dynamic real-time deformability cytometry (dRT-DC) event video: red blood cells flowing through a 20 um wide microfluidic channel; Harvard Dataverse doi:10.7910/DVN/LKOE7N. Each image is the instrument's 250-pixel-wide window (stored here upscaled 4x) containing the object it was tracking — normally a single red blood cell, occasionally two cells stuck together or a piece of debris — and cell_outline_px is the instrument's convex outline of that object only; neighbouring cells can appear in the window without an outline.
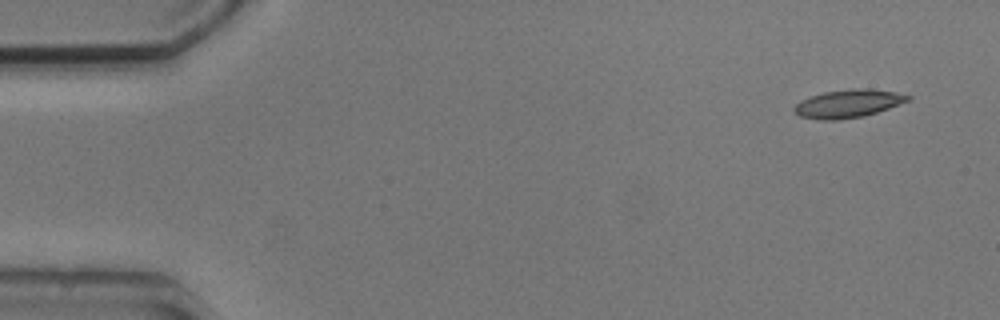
{"species": "common noctule bat (a hibernating species)", "species_latin": "Nyctalus noctula", "temperature_condition": "cold", "stored_images_in_passage": 5, "camera_frame_rate_fps": 3000, "um_per_image_px": 0.085, "animal": {"sex": "male", "body_mass_g": 20.5, "forearm_length_mm": 52.5}, "frame": {"image": 1, "passage_image": 1, "time_ms": 0.0, "image_size_px": [1000, 320], "cell_outline_px": [[912, 96], [908, 100], [888, 108], [864, 116], [836, 120], [820, 120], [800, 116], [792, 108], [800, 100], [824, 92], [852, 88], [868, 88], [896, 92]], "centroid_in_image_um": [72.07, 8.8], "position_along_channel_um": 12.9, "area_um2": 18.44}}
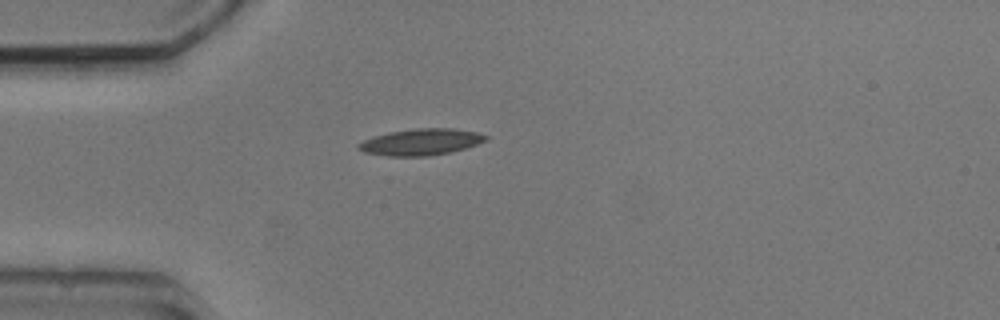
{"frame": {"image": 2, "passage_image": 4, "time_ms": 3.667, "image_size_px": [1000, 320], "cell_outline_px": [[488, 140], [452, 152], [428, 156], [388, 156], [364, 152], [356, 148], [356, 144], [372, 136], [388, 132], [416, 128], [452, 128], [476, 132], [488, 136]], "centroid_in_image_um": [35.75, 12.07], "position_along_channel_um": 49.3, "area_um2": 19.71}}